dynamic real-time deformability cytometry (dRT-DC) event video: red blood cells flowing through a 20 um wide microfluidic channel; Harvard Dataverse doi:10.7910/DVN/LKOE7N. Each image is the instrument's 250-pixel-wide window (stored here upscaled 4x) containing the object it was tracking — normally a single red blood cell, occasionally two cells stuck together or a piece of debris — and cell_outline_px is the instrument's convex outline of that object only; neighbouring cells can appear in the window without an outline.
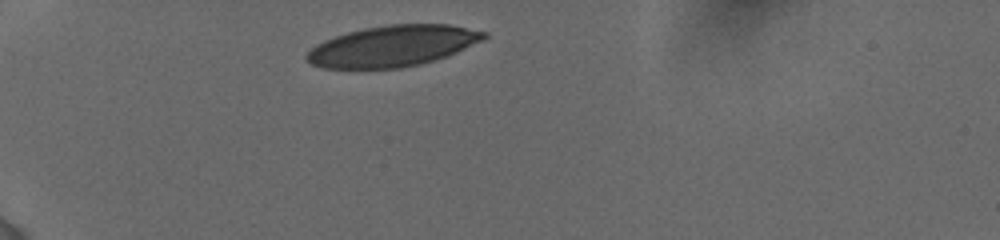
{"species": "human", "species_latin": "Homo sapiens", "temperature_condition": "cold", "stored_images_in_passage": 3, "camera_frame_rate_fps": 3000, "um_per_image_px": 0.085, "donor": {"sex": "female"}, "frame": {"image": 1, "passage_image": 1, "time_ms": 0.0, "image_size_px": [1000, 240], "cell_outline_px": [[488, 36], [484, 40], [448, 56], [420, 64], [400, 68], [320, 68], [304, 60], [304, 56], [316, 44], [324, 40], [348, 32], [364, 28], [388, 24], [448, 24], [488, 32]], "centroid_in_image_um": [33.39, 3.91], "position_along_channel_um": 51.6, "area_um2": 42.48}}
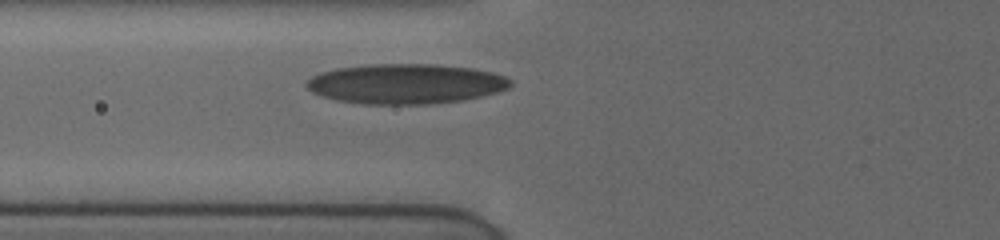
{"frame": {"image": 2, "passage_image": 3, "time_ms": 2.0, "image_size_px": [1000, 240], "cell_outline_px": [[512, 84], [508, 88], [496, 92], [480, 96], [460, 100], [424, 104], [364, 104], [336, 100], [312, 92], [304, 84], [312, 76], [320, 72], [336, 68], [368, 64], [440, 64], [472, 68], [492, 72], [504, 76], [512, 80]], "centroid_in_image_um": [34.47, 7.11], "position_along_channel_um": 91.3, "area_um2": 47.45}}